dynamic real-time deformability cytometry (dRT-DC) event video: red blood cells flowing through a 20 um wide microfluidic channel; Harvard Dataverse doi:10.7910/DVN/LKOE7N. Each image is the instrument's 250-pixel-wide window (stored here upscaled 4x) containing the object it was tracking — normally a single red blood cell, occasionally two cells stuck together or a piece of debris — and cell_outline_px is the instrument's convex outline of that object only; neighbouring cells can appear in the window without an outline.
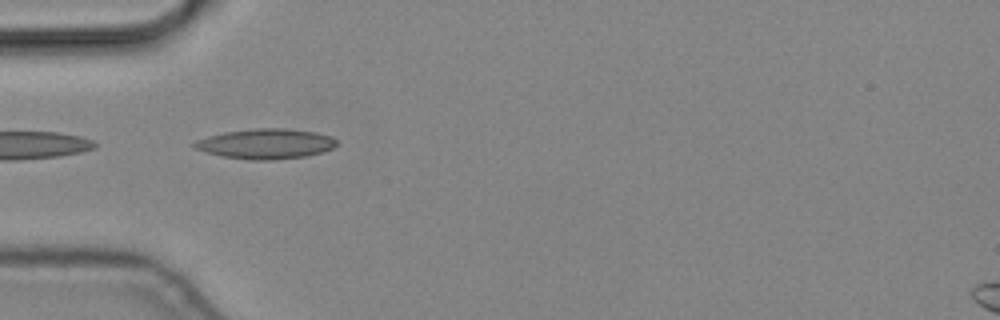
{"species": "common noctule bat (a hibernating species)", "species_latin": "Nyctalus noctula", "temperature_condition": "cold", "stored_images_in_passage": 7, "camera_frame_rate_fps": 3000, "um_per_image_px": 0.085, "animal": {"sex": "male", "body_mass_g": 19.2, "forearm_length_mm": 51.8}, "frame": {"image": 1, "passage_image": 6, "time_ms": 1.667, "image_size_px": [1000, 320], "cell_outline_px": [[336, 144], [332, 148], [324, 152], [304, 156], [272, 160], [252, 160], [224, 156], [208, 152], [196, 148], [192, 144], [196, 140], [208, 136], [224, 132], [256, 128], [284, 128], [316, 132], [332, 136], [336, 140]], "centroid_in_image_um": [22.62, 12.21], "position_along_channel_um": 62.4, "area_um2": 24.74}}